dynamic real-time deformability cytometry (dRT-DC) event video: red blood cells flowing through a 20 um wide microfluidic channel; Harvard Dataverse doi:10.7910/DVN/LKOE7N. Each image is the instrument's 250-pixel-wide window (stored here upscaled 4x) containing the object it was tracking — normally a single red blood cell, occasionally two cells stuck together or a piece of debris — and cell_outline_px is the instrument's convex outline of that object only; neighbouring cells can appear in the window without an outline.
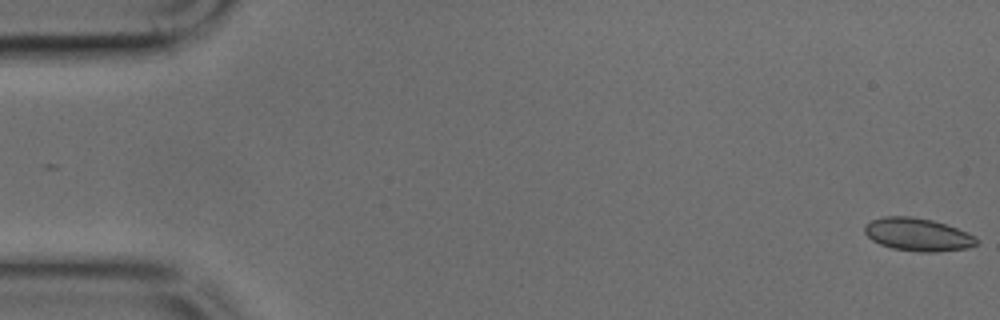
{"species": "common noctule bat (a hibernating species)", "species_latin": "Nyctalus noctula", "temperature_condition": "cold", "stored_images_in_passage": 49, "camera_frame_rate_fps": 3000, "um_per_image_px": 0.085, "animal": {"sex": "male", "body_mass_g": 17.9, "forearm_length_mm": 54.2}, "frame": {"image": 1, "passage_image": 1, "time_ms": 0.0, "image_size_px": [1000, 320], "cell_outline_px": [[980, 240], [976, 244], [968, 248], [936, 252], [920, 252], [892, 248], [880, 244], [872, 240], [864, 232], [864, 224], [872, 220], [884, 216], [912, 216], [932, 220], [968, 232], [976, 236]], "centroid_in_image_um": [78.02, 19.93], "position_along_channel_um": 7.0, "area_um2": 21.56}}
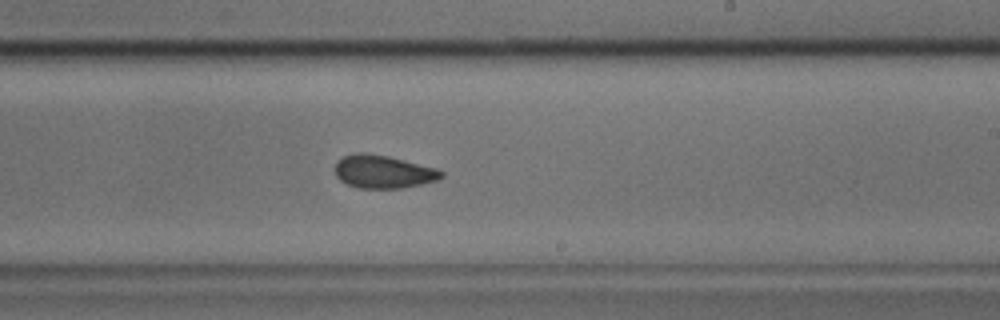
{"frame": {"image": 2, "passage_image": 29, "time_ms": 9.333, "image_size_px": [1000, 320], "cell_outline_px": [[444, 176], [436, 180], [420, 184], [400, 188], [356, 188], [340, 180], [336, 176], [336, 160], [344, 156], [356, 152], [364, 152], [388, 156], [436, 168], [444, 172]], "centroid_in_image_um": [32.55, 14.59], "position_along_channel_um": 256.4, "area_um2": 20.4}}
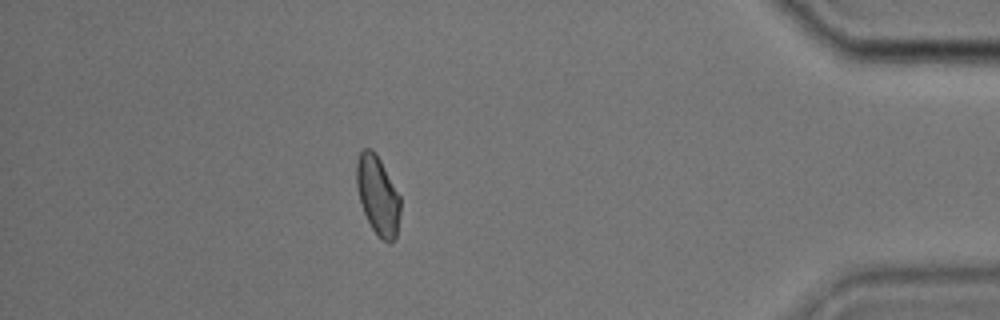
{"frame": {"image": 3, "passage_image": 43, "time_ms": 14.0, "image_size_px": [1000, 320], "cell_outline_px": [[400, 212], [396, 236], [388, 244], [376, 236], [364, 212], [360, 200], [356, 184], [356, 164], [360, 152], [364, 148], [372, 148], [376, 152], [400, 196]], "centroid_in_image_um": [32.11, 16.6], "position_along_channel_um": 403.1, "area_um2": 20.11}}